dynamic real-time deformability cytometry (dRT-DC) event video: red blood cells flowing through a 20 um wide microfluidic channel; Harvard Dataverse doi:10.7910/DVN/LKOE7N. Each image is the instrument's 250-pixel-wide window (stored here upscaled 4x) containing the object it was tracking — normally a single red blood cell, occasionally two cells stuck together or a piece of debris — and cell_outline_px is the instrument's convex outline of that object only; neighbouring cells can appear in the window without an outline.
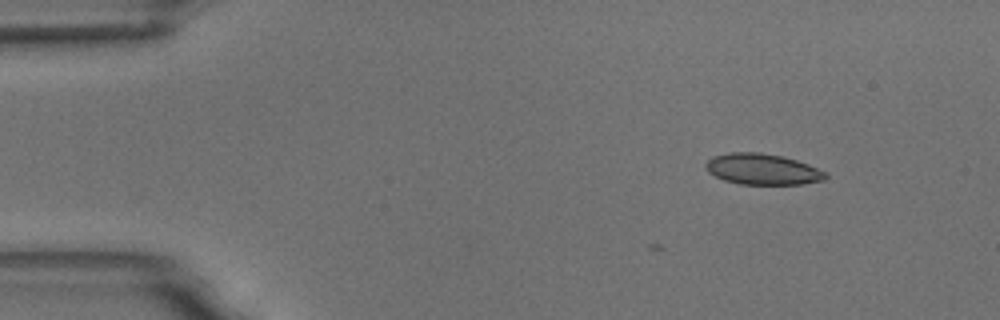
{"species": "common noctule bat (a hibernating species)", "species_latin": "Nyctalus noctula", "temperature_condition": "room temperature", "stored_images_in_passage": 8, "camera_frame_rate_fps": 3000, "um_per_image_px": 0.085, "animal": {"sex": "male", "body_mass_g": 18.8}, "frame": {"image": 1, "passage_image": 3, "time_ms": 2.333, "image_size_px": [1000, 320], "cell_outline_px": [[828, 176], [824, 180], [800, 184], [740, 184], [724, 180], [708, 172], [704, 168], [704, 164], [712, 156], [728, 152], [760, 152], [784, 156], [808, 164], [824, 172]], "centroid_in_image_um": [64.76, 14.37], "position_along_channel_um": 20.2, "area_um2": 21.68}}
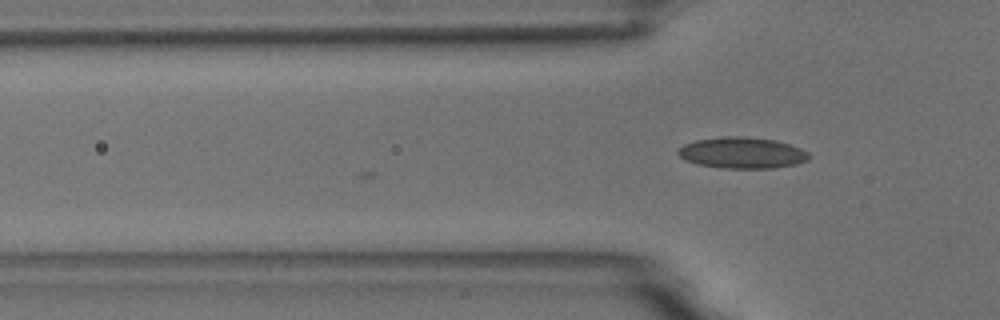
{"frame": {"image": 2, "passage_image": 6, "time_ms": 5.667, "image_size_px": [1000, 320], "cell_outline_px": [[812, 156], [808, 160], [796, 164], [772, 168], [720, 168], [696, 164], [684, 160], [676, 152], [684, 144], [696, 140], [724, 136], [744, 136], [776, 140], [800, 148], [808, 152]], "centroid_in_image_um": [63.08, 12.99], "position_along_channel_um": 62.7, "area_um2": 23.93}}